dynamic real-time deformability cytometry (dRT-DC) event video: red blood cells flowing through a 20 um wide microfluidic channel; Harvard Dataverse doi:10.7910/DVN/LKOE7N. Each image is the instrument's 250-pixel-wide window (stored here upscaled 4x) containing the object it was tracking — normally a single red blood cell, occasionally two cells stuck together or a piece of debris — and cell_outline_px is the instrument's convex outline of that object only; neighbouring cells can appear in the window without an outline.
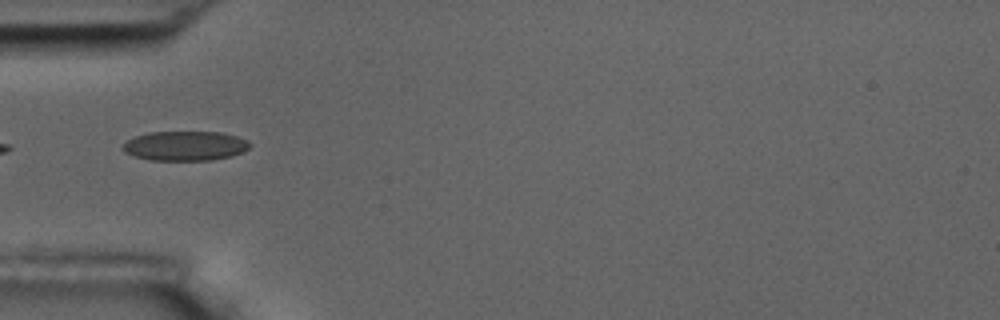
{"species": "common noctule bat (a hibernating species)", "species_latin": "Nyctalus noctula", "temperature_condition": "room temperature", "stored_images_in_passage": 4, "camera_frame_rate_fps": 3000, "um_per_image_px": 0.085, "animal": {"sex": "male", "body_mass_g": 17.5, "forearm_length_mm": 52.3}, "frame": {"image": 1, "passage_image": 2, "time_ms": 1.0, "image_size_px": [1000, 320], "cell_outline_px": [[252, 144], [244, 152], [232, 156], [212, 160], [152, 160], [136, 156], [124, 152], [120, 148], [128, 140], [136, 136], [148, 132], [220, 132], [236, 136], [248, 140]], "centroid_in_image_um": [15.76, 12.4], "position_along_channel_um": 69.2, "area_um2": 21.91}}